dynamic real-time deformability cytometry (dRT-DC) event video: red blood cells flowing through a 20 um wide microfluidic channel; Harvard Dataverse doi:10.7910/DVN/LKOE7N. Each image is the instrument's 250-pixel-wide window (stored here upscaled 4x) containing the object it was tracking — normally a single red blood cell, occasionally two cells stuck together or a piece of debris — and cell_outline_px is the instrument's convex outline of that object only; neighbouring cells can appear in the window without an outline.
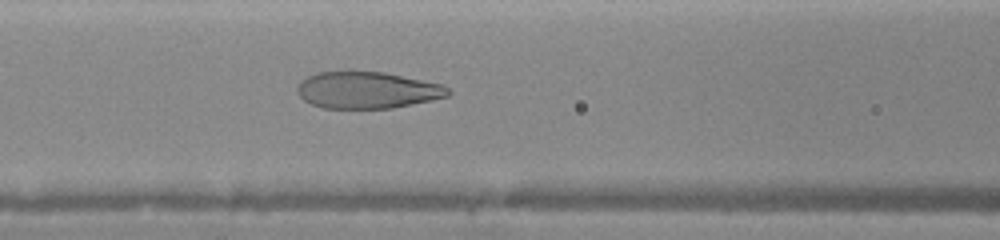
{"species": "human", "species_latin": "Homo sapiens", "temperature_condition": "warm", "stored_images_in_passage": 13, "camera_frame_rate_fps": 3000, "um_per_image_px": 0.085, "donor": {"sex": "female"}, "frame": {"image": 1, "passage_image": 13, "time_ms": 6.333, "image_size_px": [1000, 240], "cell_outline_px": [[452, 92], [448, 96], [392, 108], [324, 108], [312, 104], [304, 100], [296, 92], [296, 88], [300, 80], [316, 72], [384, 72], [444, 84]], "centroid_in_image_um": [31.21, 7.66], "position_along_channel_um": 135.4, "area_um2": 32.19}}